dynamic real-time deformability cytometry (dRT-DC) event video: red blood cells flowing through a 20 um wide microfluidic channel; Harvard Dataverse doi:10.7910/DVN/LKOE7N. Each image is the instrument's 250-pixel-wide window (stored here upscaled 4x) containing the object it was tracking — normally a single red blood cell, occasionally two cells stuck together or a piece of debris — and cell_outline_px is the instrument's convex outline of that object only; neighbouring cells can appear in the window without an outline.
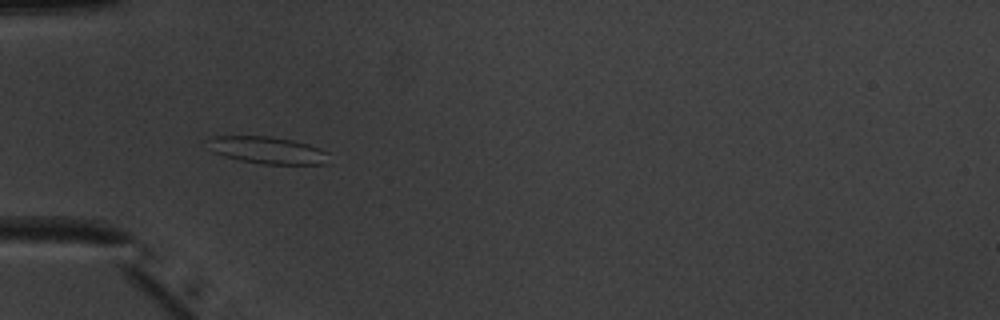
{"species": "common noctule bat (a hibernating species)", "species_latin": "Nyctalus noctula", "temperature_condition": "warm", "stored_images_in_passage": 45, "camera_frame_rate_fps": 3000, "um_per_image_px": 0.085, "animal": {"sex": "male", "body_mass_g": 20.1, "forearm_length_mm": 53.5}, "frame": {"image": 1, "passage_image": 10, "time_ms": 3.0, "image_size_px": [1000, 320], "cell_outline_px": [[328, 152], [324, 164], [264, 164], [240, 160], [224, 156], [212, 152], [200, 144], [212, 136], [268, 136], [292, 140], [308, 144], [320, 148]], "centroid_in_image_um": [22.59, 12.75], "position_along_channel_um": 62.4, "area_um2": 19.36}}
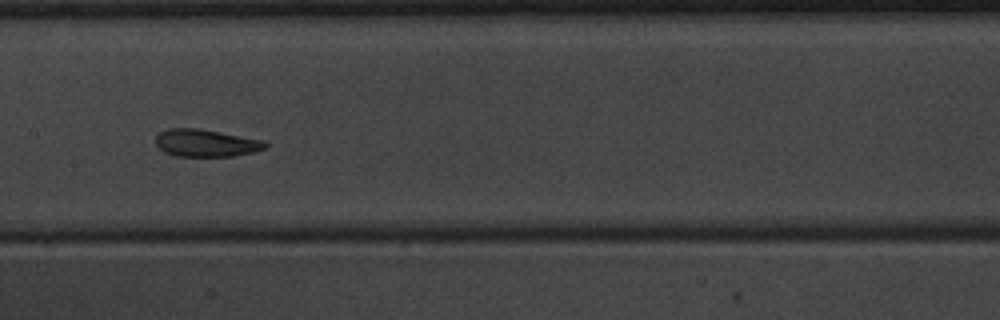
{"frame": {"image": 2, "passage_image": 20, "time_ms": 6.333, "image_size_px": [1000, 320], "cell_outline_px": [[268, 148], [236, 156], [176, 156], [164, 152], [156, 144], [156, 136], [160, 132], [168, 128], [200, 128], [264, 140], [268, 144]], "centroid_in_image_um": [17.53, 12.15], "position_along_channel_um": 189.9, "area_um2": 17.63}}
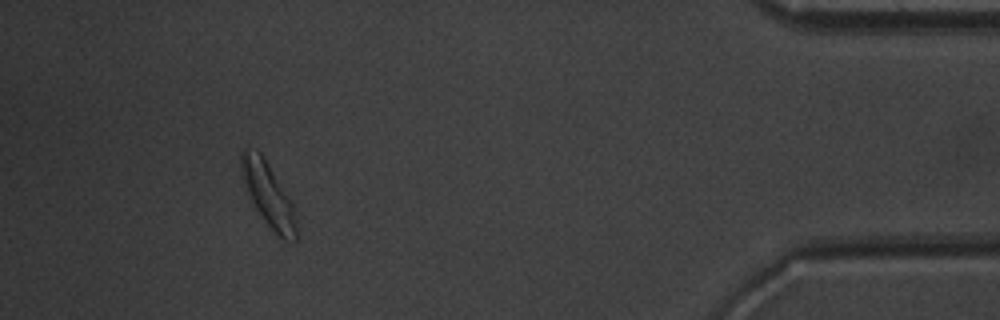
{"frame": {"image": 3, "passage_image": 41, "time_ms": 13.333, "image_size_px": [1000, 320], "cell_outline_px": [[296, 240], [280, 240], [276, 236], [252, 204], [240, 172], [240, 152], [244, 148], [248, 148], [260, 152], [292, 200], [296, 208]], "centroid_in_image_um": [22.81, 16.56], "position_along_channel_um": 412.4, "area_um2": 20.87}, "authors_computed_cell_mechanics": {"area_um2": 18.0914, "velocity_mm_per_s": 3.937, "shape_relaxation_time_tau1_ms": 4.1238, "shape_relaxation_time_tau2_ms": 2.0446, "deformation_change_tau1": 0.1197, "deformation_change_tau2": 0.0852}}